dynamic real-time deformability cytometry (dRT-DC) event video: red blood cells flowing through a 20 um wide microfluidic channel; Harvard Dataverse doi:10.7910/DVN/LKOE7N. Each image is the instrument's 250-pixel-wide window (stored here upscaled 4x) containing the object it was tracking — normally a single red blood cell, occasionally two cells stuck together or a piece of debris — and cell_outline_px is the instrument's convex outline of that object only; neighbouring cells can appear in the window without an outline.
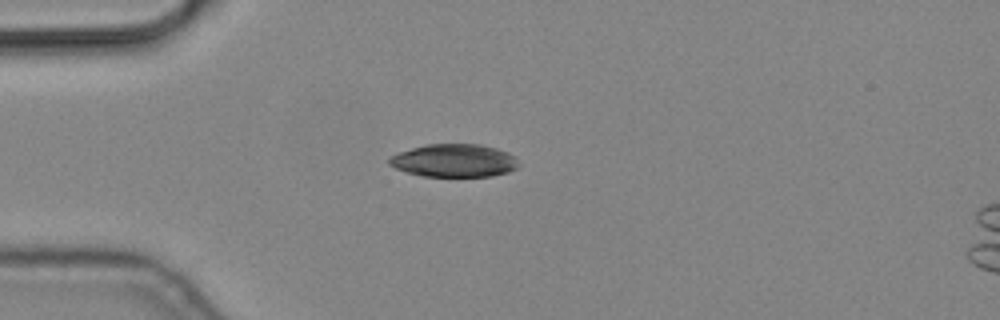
{"species": "common noctule bat (a hibernating species)", "species_latin": "Nyctalus noctula", "temperature_condition": "cold", "stored_images_in_passage": 7, "camera_frame_rate_fps": 3000, "um_per_image_px": 0.085, "animal": {"sex": "male", "body_mass_g": 19.2, "forearm_length_mm": 51.8}, "frame": {"image": 1, "passage_image": 3, "time_ms": 0.667, "image_size_px": [1000, 320], "cell_outline_px": [[520, 164], [516, 168], [508, 172], [492, 176], [420, 176], [396, 168], [388, 164], [388, 160], [392, 156], [400, 152], [412, 148], [428, 144], [480, 144], [496, 148], [508, 152], [516, 156]], "centroid_in_image_um": [38.65, 13.65], "position_along_channel_um": 46.4, "area_um2": 24.85}}
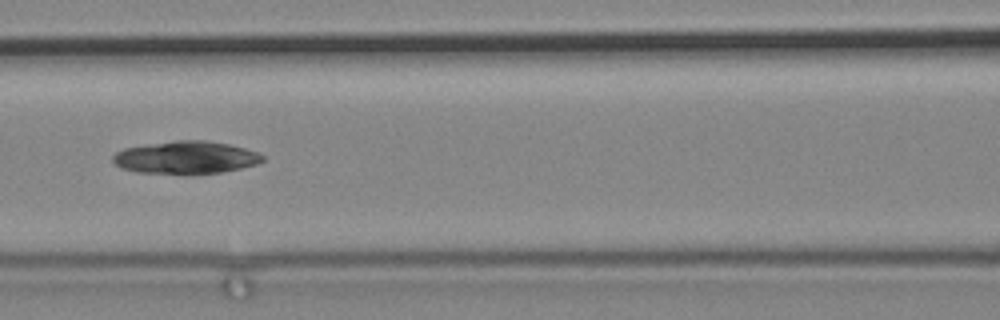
{"frame": {"image": 2, "passage_image": 6, "time_ms": 1.667, "image_size_px": [1000, 320], "cell_outline_px": [[264, 160], [256, 164], [240, 168], [220, 172], [188, 176], [136, 172], [120, 168], [112, 160], [112, 156], [116, 152], [124, 148], [148, 144], [176, 140], [204, 140], [228, 144], [244, 148], [256, 152], [264, 156]], "centroid_in_image_um": [15.75, 13.41], "position_along_channel_um": 150.8, "area_um2": 28.96}}
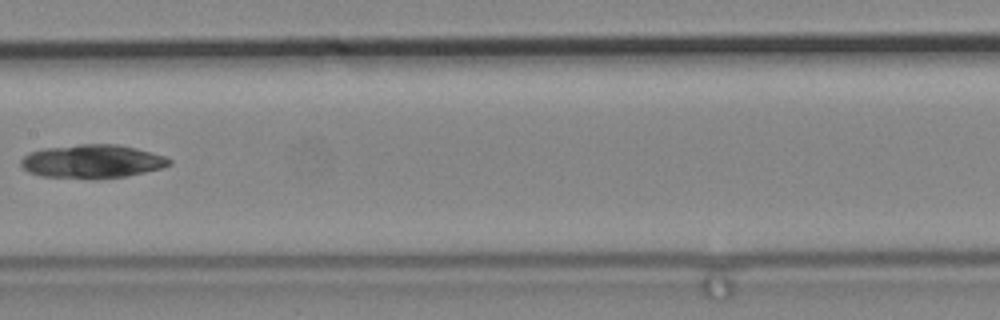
{"frame": {"image": 3, "passage_image": 7, "time_ms": 2.0, "image_size_px": [1000, 320], "cell_outline_px": [[172, 164], [160, 168], [128, 176], [92, 180], [40, 176], [28, 172], [20, 164], [20, 160], [28, 152], [44, 148], [80, 144], [120, 144], [136, 148], [164, 156], [172, 160]], "centroid_in_image_um": [7.81, 13.73], "position_along_channel_um": 199.6, "area_um2": 29.42}}